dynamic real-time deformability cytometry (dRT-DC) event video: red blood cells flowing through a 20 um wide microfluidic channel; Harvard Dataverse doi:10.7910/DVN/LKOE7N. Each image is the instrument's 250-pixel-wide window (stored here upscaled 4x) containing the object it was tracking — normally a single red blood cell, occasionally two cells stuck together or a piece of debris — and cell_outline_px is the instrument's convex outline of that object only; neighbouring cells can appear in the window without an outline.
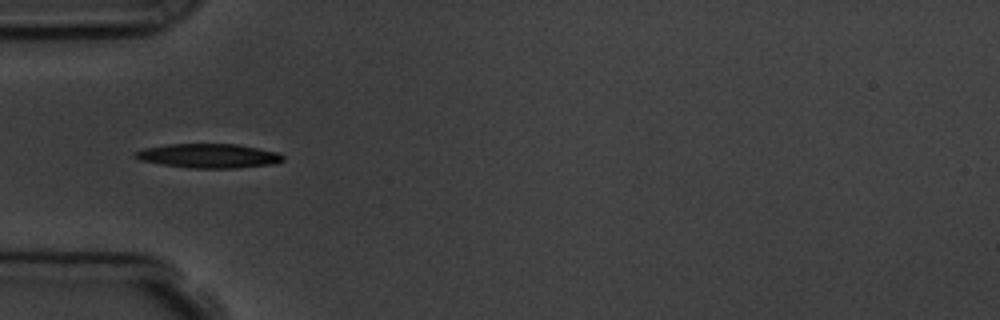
{"species": "common noctule bat (a hibernating species)", "species_latin": "Nyctalus noctula", "temperature_condition": "room temperature", "stored_images_in_passage": 6, "camera_frame_rate_fps": 3000, "um_per_image_px": 0.085, "animal": {"sex": "male", "body_mass_g": 19.5, "forearm_length_mm": 54.6}, "frame": {"image": 1, "passage_image": 4, "time_ms": 4.333, "image_size_px": [1000, 320], "cell_outline_px": [[284, 160], [272, 164], [236, 168], [192, 168], [164, 164], [140, 160], [132, 152], [144, 148], [168, 144], [236, 144], [280, 152], [284, 156]], "centroid_in_image_um": [17.77, 13.24], "position_along_channel_um": 67.2, "area_um2": 20.75}}